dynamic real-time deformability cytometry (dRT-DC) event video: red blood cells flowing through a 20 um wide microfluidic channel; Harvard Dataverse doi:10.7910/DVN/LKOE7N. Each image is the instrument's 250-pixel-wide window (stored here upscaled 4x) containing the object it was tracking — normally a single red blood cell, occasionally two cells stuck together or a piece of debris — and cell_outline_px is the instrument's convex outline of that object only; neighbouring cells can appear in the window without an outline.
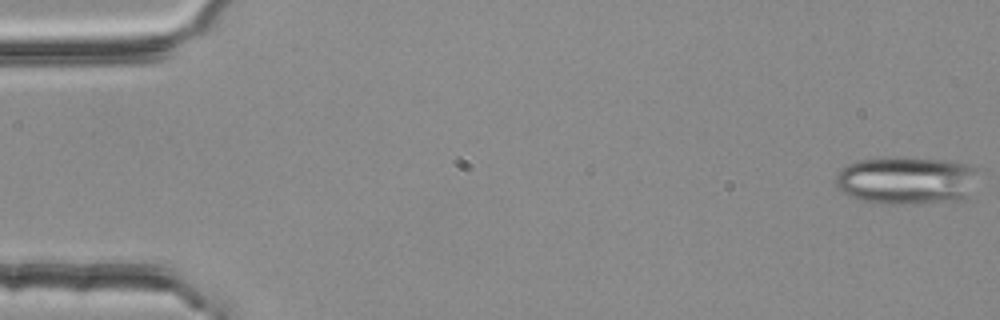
{"species": "common noctule bat (a hibernating species)", "species_latin": "Nyctalus noctula", "temperature_condition": "room temperature", "stored_images_in_passage": 5, "segment_of_instrument_passage": [2, 2], "camera_frame_rate_fps": 3000, "um_per_image_px": 0.085, "animal": {"sex": "female", "body_mass_g": 25.1}, "frame": {"image": 1, "passage_image": 5, "time_ms": 1.333, "image_size_px": [1000, 320], "cell_outline_px": [[980, 168], [964, 196], [960, 200], [900, 204], [884, 204], [864, 200], [852, 196], [844, 192], [836, 184], [836, 172], [848, 164], [856, 160], [884, 156], [904, 156], [944, 160], [968, 164]], "centroid_in_image_um": [77.0, 15.28], "position_along_channel_um": 8.0, "area_um2": 39.77}}